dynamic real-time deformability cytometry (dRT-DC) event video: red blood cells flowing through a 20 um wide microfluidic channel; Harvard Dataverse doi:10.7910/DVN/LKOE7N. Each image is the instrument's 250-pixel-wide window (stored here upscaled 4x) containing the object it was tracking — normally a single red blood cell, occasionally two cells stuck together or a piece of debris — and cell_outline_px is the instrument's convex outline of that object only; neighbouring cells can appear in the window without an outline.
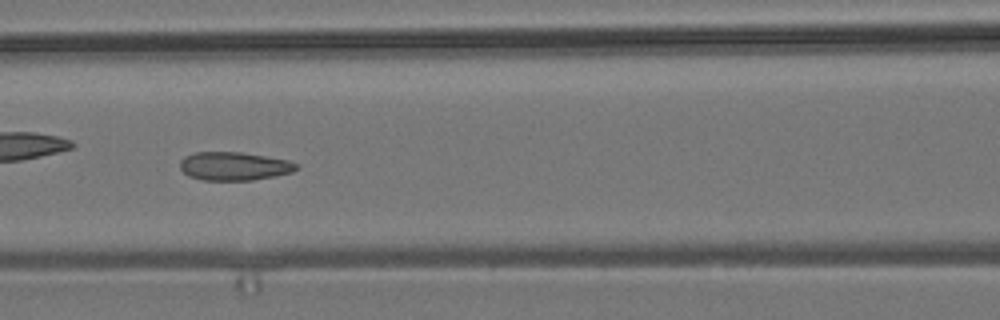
{"species": "common noctule bat (a hibernating species)", "species_latin": "Nyctalus noctula", "temperature_condition": "room temperature", "stored_images_in_passage": 53, "camera_frame_rate_fps": 3000, "um_per_image_px": 0.085, "animal": {"sex": "male", "body_mass_g": 19.2, "forearm_length_mm": 51.8}, "frame": {"image": 1, "passage_image": 23, "time_ms": 7.333, "image_size_px": [1000, 320], "cell_outline_px": [[300, 168], [292, 172], [276, 176], [252, 180], [204, 180], [188, 176], [180, 168], [180, 160], [184, 156], [196, 152], [240, 152], [288, 160], [300, 164]], "centroid_in_image_um": [19.92, 14.12], "position_along_channel_um": 146.7, "area_um2": 19.36}, "authors_computed_cell_mechanics": {"area_um2": 19.4208, "velocity_mm_per_s": 3.7959, "shape_relaxation_time_tau1_ms": null, "shape_relaxation_time_tau2_ms": 1.4424, "deformation_change_tau1": null, "deformation_change_tau2": 0.0629}}